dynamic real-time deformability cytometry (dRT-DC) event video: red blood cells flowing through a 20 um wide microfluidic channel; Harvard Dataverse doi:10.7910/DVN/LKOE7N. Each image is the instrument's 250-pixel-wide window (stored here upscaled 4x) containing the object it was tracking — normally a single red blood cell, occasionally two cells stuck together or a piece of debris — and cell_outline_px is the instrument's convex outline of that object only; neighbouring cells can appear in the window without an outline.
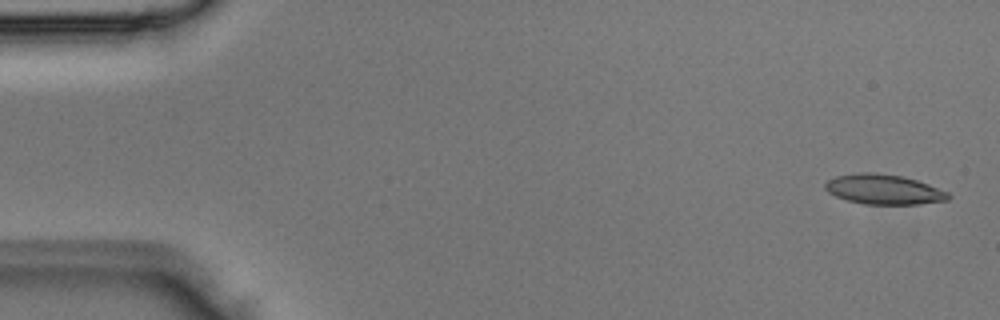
{"species": "Egyptian fruit bat (a non-hibernating species)", "species_latin": "Rousettus aegyptiacus", "temperature_condition": "room temperature", "stored_images_in_passage": 4, "segment_of_instrument_passage": [1, 2], "camera_frame_rate_fps": 3000, "um_per_image_px": 0.085, "animal": {"sex": "male"}, "frame": {"image": 1, "passage_image": 1, "time_ms": 0.0, "image_size_px": [1000, 320], "cell_outline_px": [[952, 196], [948, 200], [920, 204], [864, 204], [848, 200], [836, 196], [828, 192], [824, 188], [824, 184], [828, 180], [836, 176], [860, 172], [876, 172], [900, 176], [916, 180], [928, 184], [948, 192]], "centroid_in_image_um": [75.12, 16.1], "position_along_channel_um": 9.9, "area_um2": 21.44}}